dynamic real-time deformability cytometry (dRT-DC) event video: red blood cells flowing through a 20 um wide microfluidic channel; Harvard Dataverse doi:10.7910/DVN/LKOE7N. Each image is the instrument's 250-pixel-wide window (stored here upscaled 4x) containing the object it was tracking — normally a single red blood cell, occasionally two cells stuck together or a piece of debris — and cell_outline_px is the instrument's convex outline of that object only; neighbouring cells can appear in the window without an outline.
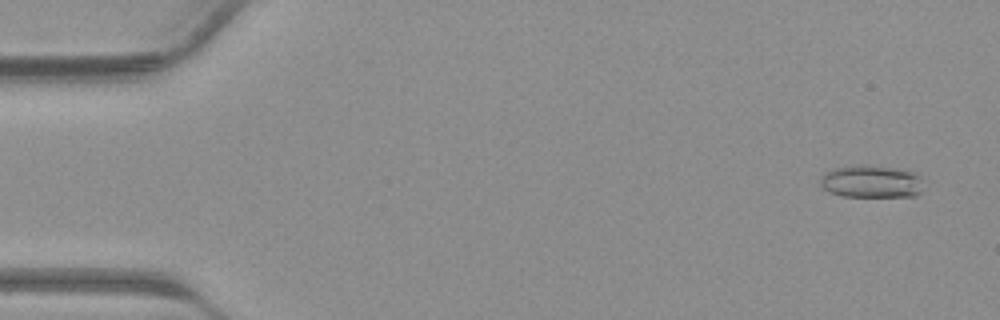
{"species": "common noctule bat (a hibernating species)", "species_latin": "Nyctalus noctula", "temperature_condition": "warm", "stored_images_in_passage": 40, "camera_frame_rate_fps": 3000, "um_per_image_px": 0.085, "animal": {"sex": "male", "body_mass_g": 23.1, "forearm_length_mm": 52.7}, "frame": {"image": 1, "passage_image": 2, "time_ms": 0.333, "image_size_px": [1000, 320], "cell_outline_px": [[924, 188], [916, 196], [840, 196], [828, 192], [820, 184], [820, 176], [824, 172], [832, 168], [860, 164], [868, 164], [896, 168], [916, 172], [920, 176]], "centroid_in_image_um": [74.05, 15.41], "position_along_channel_um": 10.9, "area_um2": 20.06}}
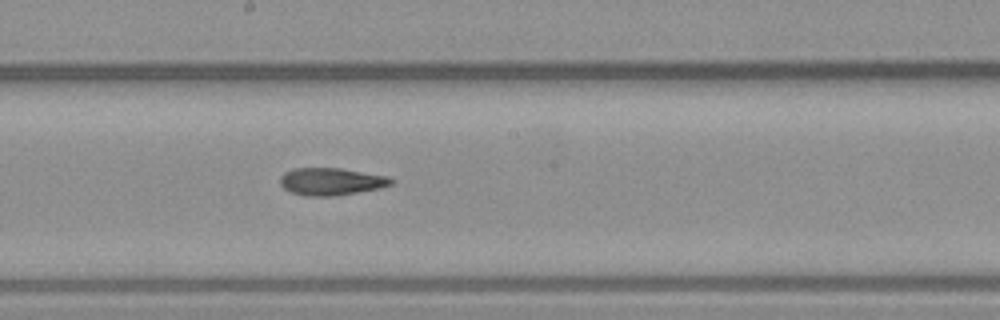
{"frame": {"image": 2, "passage_image": 22, "time_ms": 7.0, "image_size_px": [1000, 320], "cell_outline_px": [[396, 180], [392, 184], [380, 188], [336, 196], [304, 196], [288, 192], [280, 184], [280, 176], [284, 172], [292, 168], [340, 168], [388, 176]], "centroid_in_image_um": [28.13, 15.43], "position_along_channel_um": 220.1, "area_um2": 17.98}}
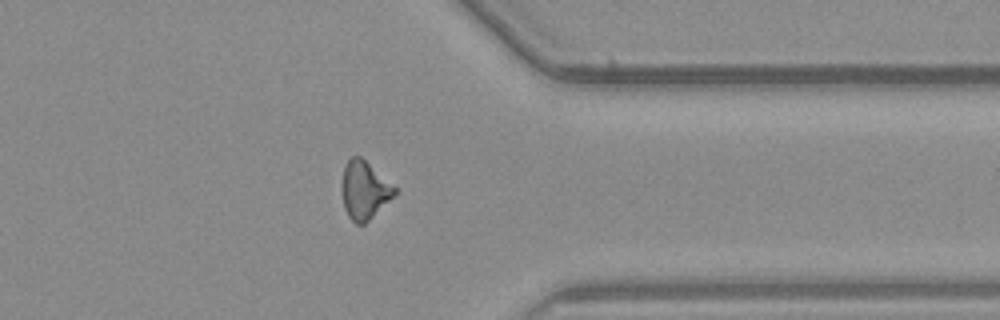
{"frame": {"image": 3, "passage_image": 32, "time_ms": 10.333, "image_size_px": [1000, 320], "cell_outline_px": [[396, 192], [364, 224], [356, 224], [348, 216], [344, 208], [340, 188], [340, 184], [344, 164], [352, 156], [360, 156], [396, 188]], "centroid_in_image_um": [30.89, 16.14], "position_along_channel_um": 380.5, "area_um2": 17.57}}